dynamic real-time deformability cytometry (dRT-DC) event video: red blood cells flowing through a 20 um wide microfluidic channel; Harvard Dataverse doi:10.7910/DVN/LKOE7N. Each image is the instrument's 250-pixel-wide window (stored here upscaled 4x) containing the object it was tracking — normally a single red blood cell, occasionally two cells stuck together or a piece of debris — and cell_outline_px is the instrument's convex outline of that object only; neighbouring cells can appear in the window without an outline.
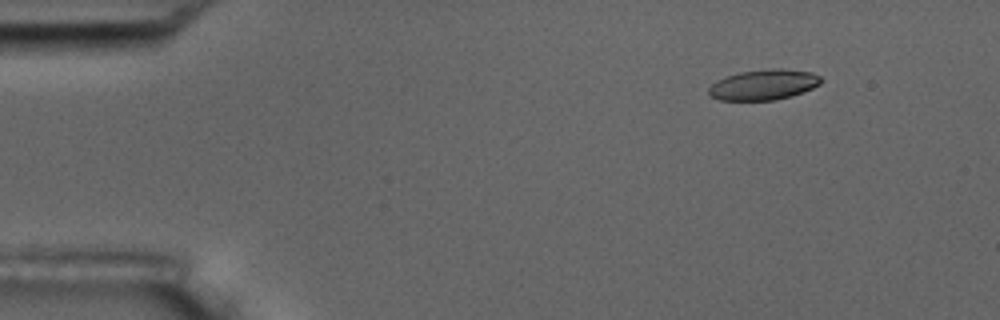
{"species": "common noctule bat (a hibernating species)", "species_latin": "Nyctalus noctula", "temperature_condition": "room temperature", "stored_images_in_passage": 5, "camera_frame_rate_fps": 3000, "um_per_image_px": 0.085, "animal": {"sex": "male", "body_mass_g": 17.5, "forearm_length_mm": 52.3}, "frame": {"image": 1, "passage_image": 2, "time_ms": 1.333, "image_size_px": [1000, 320], "cell_outline_px": [[824, 80], [820, 84], [812, 88], [792, 96], [776, 100], [720, 100], [712, 96], [708, 92], [708, 88], [716, 80], [740, 72], [764, 68], [780, 68], [812, 72], [820, 76]], "centroid_in_image_um": [64.94, 7.19], "position_along_channel_um": 20.1, "area_um2": 20.06}}
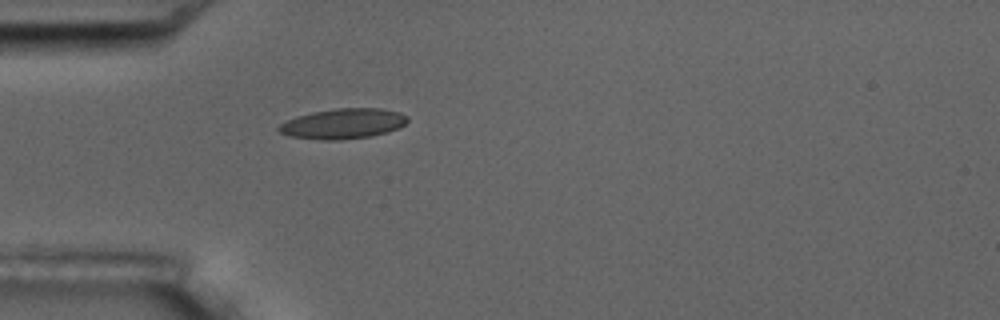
{"frame": {"image": 2, "passage_image": 5, "time_ms": 4.667, "image_size_px": [1000, 320], "cell_outline_px": [[408, 120], [400, 128], [388, 132], [368, 136], [340, 140], [324, 140], [288, 136], [280, 132], [276, 128], [280, 124], [296, 116], [312, 112], [336, 108], [380, 108], [400, 112], [408, 116]], "centroid_in_image_um": [29.17, 10.51], "position_along_channel_um": 55.8, "area_um2": 22.72}}